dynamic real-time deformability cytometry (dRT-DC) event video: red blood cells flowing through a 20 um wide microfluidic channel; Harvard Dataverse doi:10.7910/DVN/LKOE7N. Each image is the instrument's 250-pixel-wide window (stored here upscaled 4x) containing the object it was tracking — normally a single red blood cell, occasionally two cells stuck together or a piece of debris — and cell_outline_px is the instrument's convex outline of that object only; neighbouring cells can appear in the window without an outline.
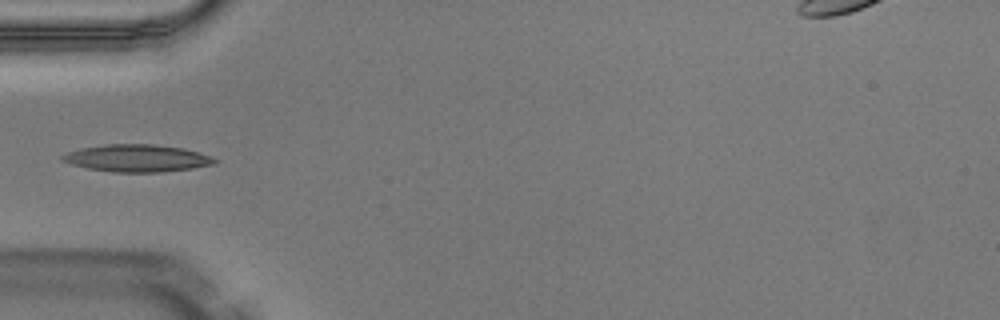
{"species": "Egyptian fruit bat (a non-hibernating species)", "species_latin": "Rousettus aegyptiacus", "temperature_condition": "warm", "stored_images_in_passage": 6, "camera_frame_rate_fps": 3000, "um_per_image_px": 0.085, "animal": {"sex": "male"}, "frame": {"image": 1, "passage_image": 5, "time_ms": 1.333, "image_size_px": [1000, 320], "cell_outline_px": [[216, 164], [192, 168], [160, 172], [112, 172], [88, 168], [72, 164], [60, 160], [60, 156], [68, 152], [80, 148], [104, 144], [152, 144], [184, 148], [208, 156], [216, 160]], "centroid_in_image_um": [11.6, 13.44], "position_along_channel_um": 73.4, "area_um2": 24.04}}